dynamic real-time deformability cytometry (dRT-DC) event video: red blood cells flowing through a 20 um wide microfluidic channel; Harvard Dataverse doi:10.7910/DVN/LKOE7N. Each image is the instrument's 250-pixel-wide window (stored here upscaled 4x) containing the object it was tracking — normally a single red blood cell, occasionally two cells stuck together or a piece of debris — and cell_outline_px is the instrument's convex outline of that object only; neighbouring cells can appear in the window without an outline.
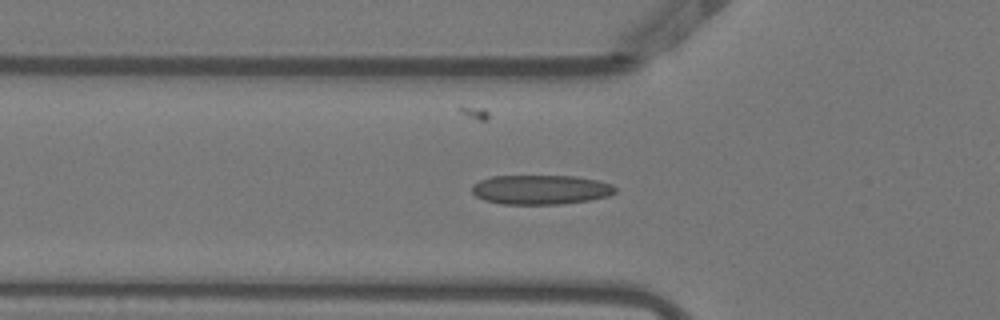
{"species": "Egyptian fruit bat (a non-hibernating species)", "species_latin": "Rousettus aegyptiacus", "temperature_condition": "warm", "stored_images_in_passage": 33, "camera_frame_rate_fps": 3000, "um_per_image_px": 0.085, "animal": {"sex": "female"}, "frame": {"image": 1, "passage_image": 5, "time_ms": 1.333, "image_size_px": [1000, 320], "cell_outline_px": [[616, 192], [608, 196], [588, 200], [560, 204], [500, 204], [484, 200], [476, 196], [472, 192], [472, 184], [480, 180], [492, 176], [576, 176], [596, 180], [612, 184], [616, 188]], "centroid_in_image_um": [45.94, 16.12], "position_along_channel_um": 79.9, "area_um2": 24.62}}
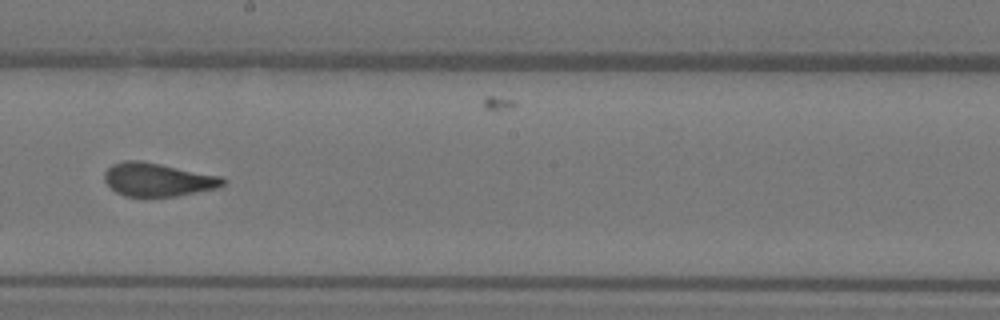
{"frame": {"image": 2, "passage_image": 17, "time_ms": 5.333, "image_size_px": [1000, 320], "cell_outline_px": [[224, 184], [216, 188], [176, 196], [124, 196], [116, 192], [104, 180], [104, 172], [112, 164], [124, 160], [140, 160], [220, 176], [224, 180]], "centroid_in_image_um": [13.36, 15.26], "position_along_channel_um": 234.8, "area_um2": 22.72}}
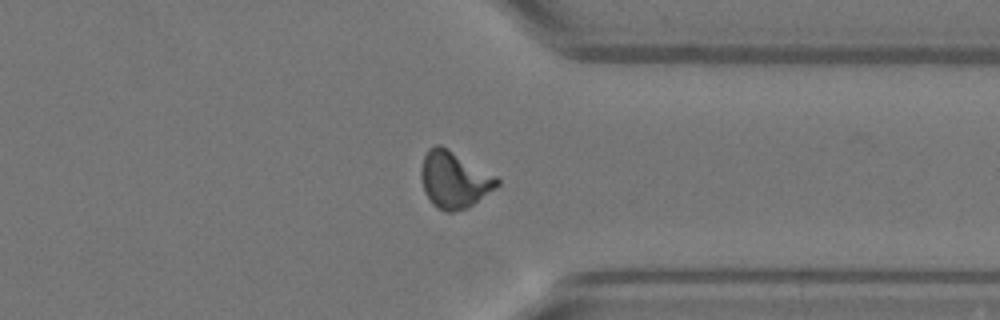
{"frame": {"image": 3, "passage_image": 28, "time_ms": 9.0, "image_size_px": [1000, 320], "cell_outline_px": [[500, 184], [496, 188], [468, 208], [452, 212], [444, 212], [432, 204], [424, 192], [420, 176], [420, 168], [424, 156], [428, 148], [436, 144], [440, 144], [448, 148], [496, 176], [500, 180]], "centroid_in_image_um": [38.58, 15.28], "position_along_channel_um": 372.8, "area_um2": 25.32}}